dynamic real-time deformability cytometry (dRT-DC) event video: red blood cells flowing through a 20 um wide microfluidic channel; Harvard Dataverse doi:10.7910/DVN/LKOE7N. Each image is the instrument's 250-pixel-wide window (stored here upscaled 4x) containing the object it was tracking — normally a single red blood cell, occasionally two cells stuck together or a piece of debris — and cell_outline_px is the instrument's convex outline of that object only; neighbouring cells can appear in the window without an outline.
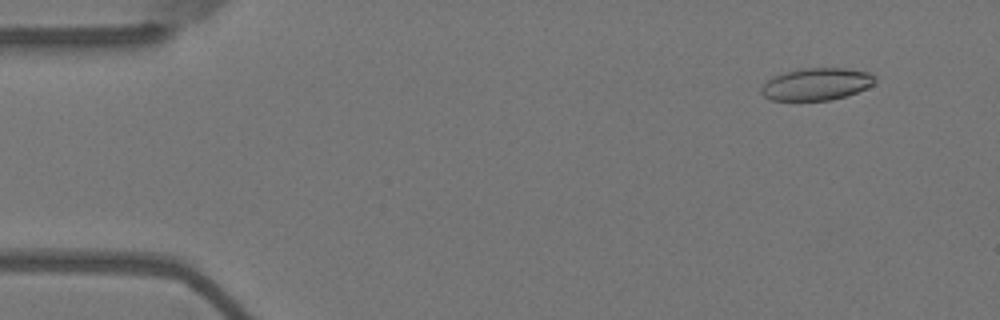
{"species": "Egyptian fruit bat (a non-hibernating species)", "species_latin": "Rousettus aegyptiacus", "temperature_condition": "warm", "stored_images_in_passage": 55, "camera_frame_rate_fps": 3000, "um_per_image_px": 0.085, "animal": {"sex": "female"}, "frame": {"image": 1, "passage_image": 5, "time_ms": 1.333, "image_size_px": [1000, 320], "cell_outline_px": [[876, 80], [872, 84], [856, 92], [832, 100], [772, 100], [764, 96], [760, 92], [760, 88], [768, 80], [776, 76], [788, 72], [804, 68], [844, 68], [868, 72], [876, 76]], "centroid_in_image_um": [69.4, 7.15], "position_along_channel_um": 15.6, "area_um2": 20.98}}
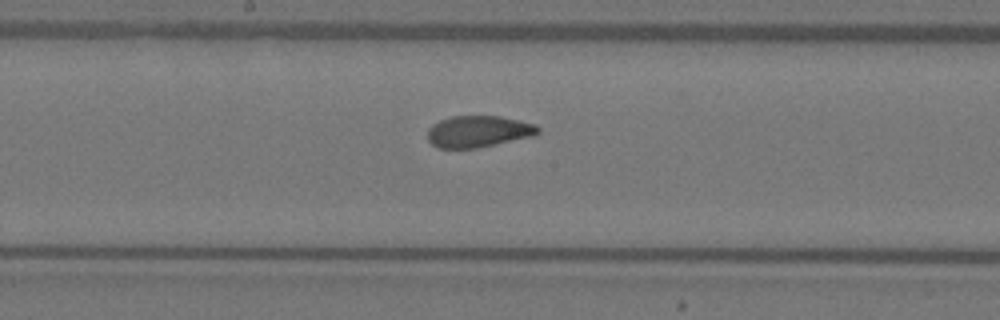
{"frame": {"image": 2, "passage_image": 29, "time_ms": 9.333, "image_size_px": [1000, 320], "cell_outline_px": [[540, 132], [532, 136], [496, 144], [476, 148], [436, 148], [428, 140], [428, 128], [432, 124], [440, 120], [452, 116], [500, 116], [536, 124], [540, 128]], "centroid_in_image_um": [40.65, 11.17], "position_along_channel_um": 207.6, "area_um2": 20.35}}
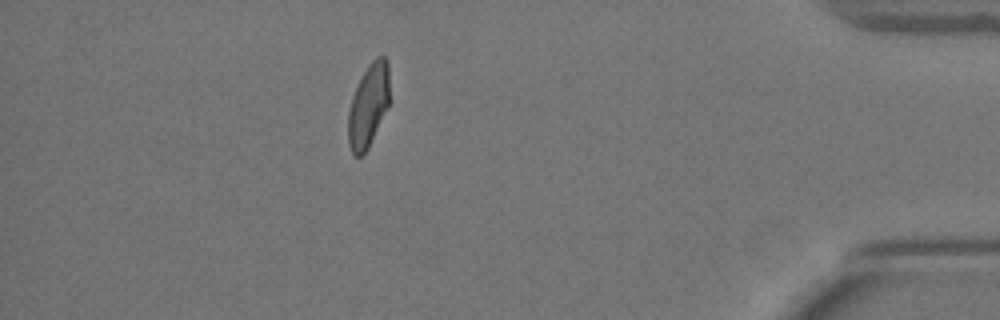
{"frame": {"image": 3, "passage_image": 49, "time_ms": 16.0, "image_size_px": [1000, 320], "cell_outline_px": [[388, 108], [364, 156], [352, 156], [348, 144], [348, 112], [352, 96], [368, 64], [376, 56], [384, 56], [388, 60]], "centroid_in_image_um": [31.3, 9.01], "position_along_channel_um": 403.9, "area_um2": 20.11}, "authors_computed_cell_mechanics": {"area_um2": 20.9814, "velocity_mm_per_s": 3.6592, "shape_relaxation_time_tau1_ms": null, "shape_relaxation_time_tau2_ms": 1.6566, "deformation_change_tau1": null, "deformation_change_tau2": 0.0678}}